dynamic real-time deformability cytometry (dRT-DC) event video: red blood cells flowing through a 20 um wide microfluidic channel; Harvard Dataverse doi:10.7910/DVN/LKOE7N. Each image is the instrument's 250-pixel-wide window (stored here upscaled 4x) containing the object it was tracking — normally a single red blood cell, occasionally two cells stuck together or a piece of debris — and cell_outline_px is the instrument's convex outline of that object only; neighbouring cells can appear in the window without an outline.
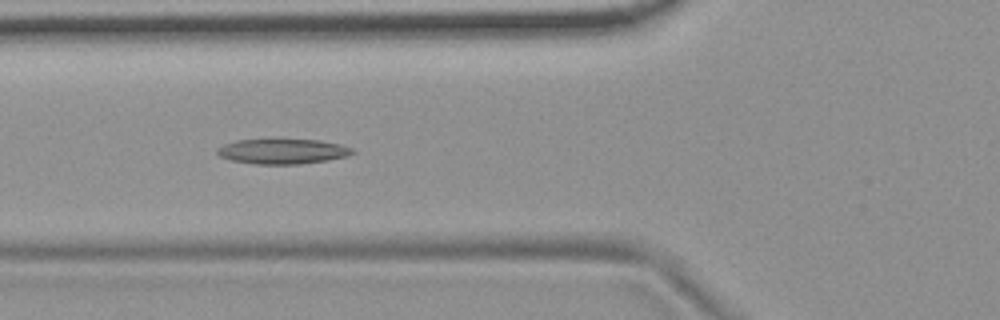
{"species": "common noctule bat (a hibernating species)", "species_latin": "Nyctalus noctula", "temperature_condition": "room temperature", "stored_images_in_passage": 54, "camera_frame_rate_fps": 3000, "um_per_image_px": 0.085, "animal": {"sex": "female", "body_mass_g": 19.9}, "frame": {"image": 1, "passage_image": 19, "time_ms": 6.0, "image_size_px": [1000, 320], "cell_outline_px": [[356, 152], [348, 156], [328, 160], [296, 164], [256, 164], [232, 160], [220, 156], [216, 152], [216, 148], [224, 144], [236, 140], [320, 140], [340, 144], [352, 148]], "centroid_in_image_um": [24.03, 12.87], "position_along_channel_um": 101.8, "area_um2": 19.59}}
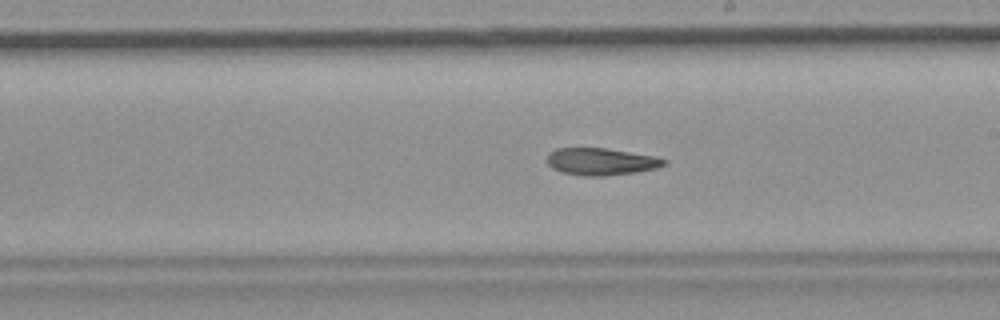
{"frame": {"image": 2, "passage_image": 30, "time_ms": 9.667, "image_size_px": [1000, 320], "cell_outline_px": [[668, 164], [656, 168], [636, 172], [608, 176], [580, 176], [560, 172], [552, 168], [548, 164], [548, 152], [556, 148], [604, 148], [652, 156], [668, 160]], "centroid_in_image_um": [51.06, 13.75], "position_along_channel_um": 237.9, "area_um2": 18.55}}
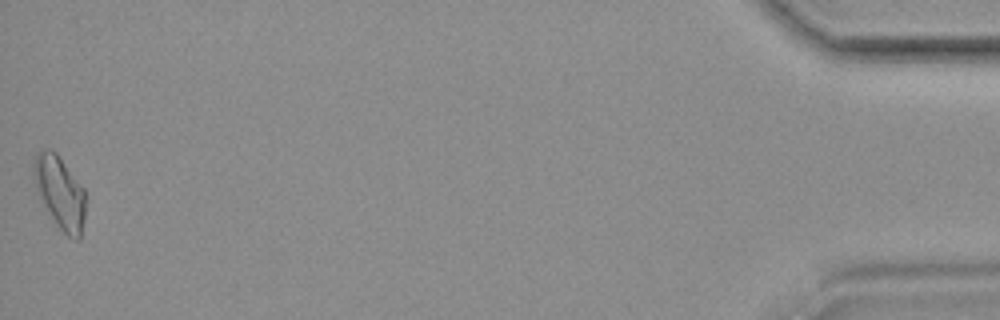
{"frame": {"image": 3, "passage_image": 53, "time_ms": 17.333, "image_size_px": [1000, 320], "cell_outline_px": [[84, 220], [80, 240], [76, 240], [68, 236], [56, 224], [44, 204], [36, 188], [32, 172], [32, 164], [36, 152], [56, 152], [84, 188]], "centroid_in_image_um": [5.09, 16.37], "position_along_channel_um": 430.1, "area_um2": 21.44}}